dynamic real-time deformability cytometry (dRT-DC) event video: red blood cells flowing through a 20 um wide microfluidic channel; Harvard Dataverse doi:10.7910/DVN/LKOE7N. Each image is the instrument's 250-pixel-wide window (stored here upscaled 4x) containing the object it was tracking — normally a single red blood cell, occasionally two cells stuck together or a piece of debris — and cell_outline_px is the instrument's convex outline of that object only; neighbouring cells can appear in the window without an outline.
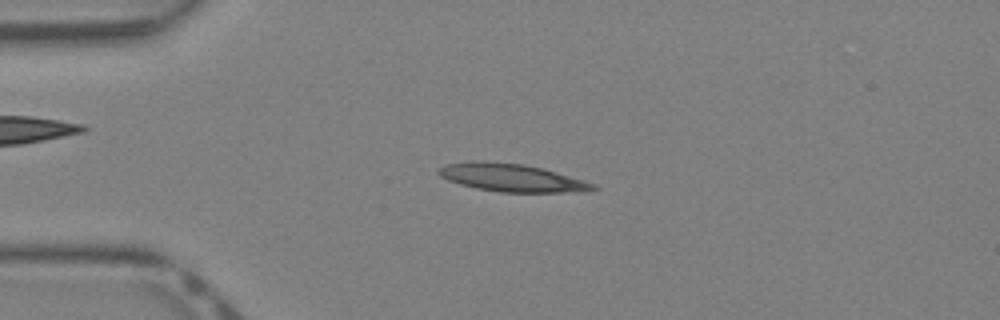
{"species": "Egyptian fruit bat (a non-hibernating species)", "species_latin": "Rousettus aegyptiacus", "temperature_condition": "warm", "stored_images_in_passage": 34, "camera_frame_rate_fps": 3000, "um_per_image_px": 0.085, "animal": {"sex": "female"}, "frame": {"image": 1, "passage_image": 9, "time_ms": 2.667, "image_size_px": [1000, 320], "cell_outline_px": [[600, 188], [588, 192], [500, 192], [476, 188], [460, 184], [448, 180], [440, 176], [436, 172], [440, 168], [448, 164], [472, 160], [484, 160], [520, 164], [544, 168], [584, 180], [596, 184]], "centroid_in_image_um": [43.54, 15.11], "position_along_channel_um": 41.5, "area_um2": 25.26}}
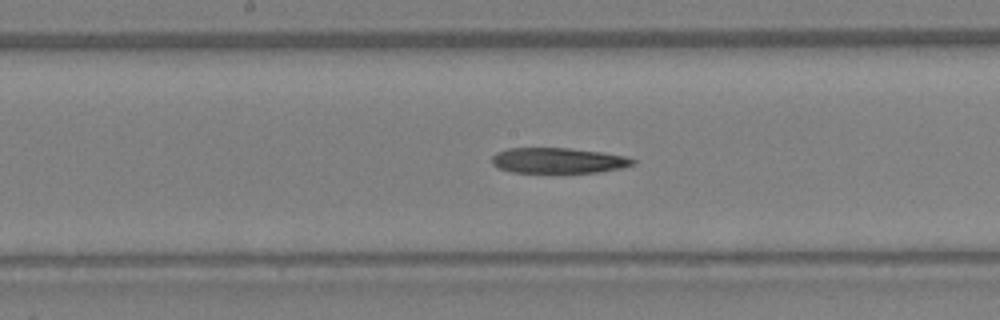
{"frame": {"image": 2, "passage_image": 20, "time_ms": 6.333, "image_size_px": [1000, 320], "cell_outline_px": [[636, 164], [620, 168], [596, 172], [512, 172], [500, 168], [492, 164], [492, 156], [496, 152], [508, 148], [568, 148], [600, 152], [624, 156], [636, 160]], "centroid_in_image_um": [47.43, 13.64], "position_along_channel_um": 200.8, "area_um2": 20.69}}
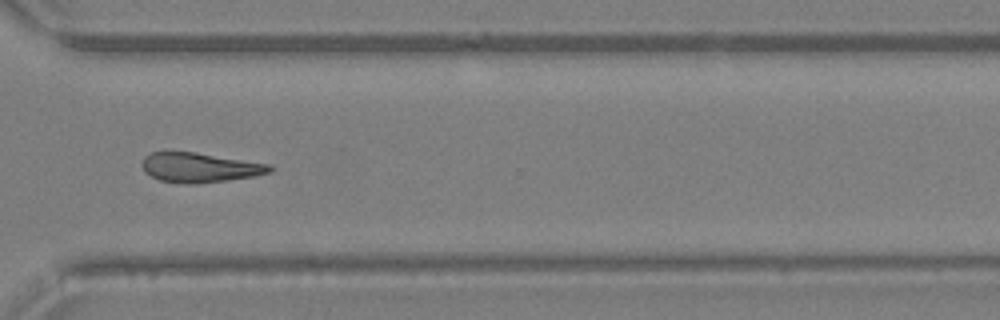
{"frame": {"image": 3, "passage_image": 29, "time_ms": 9.333, "image_size_px": [1000, 320], "cell_outline_px": [[272, 172], [252, 176], [228, 180], [188, 184], [160, 180], [144, 172], [140, 164], [144, 156], [152, 152], [196, 152], [272, 164]], "centroid_in_image_um": [16.97, 14.23], "position_along_channel_um": 353.6, "area_um2": 22.02}}